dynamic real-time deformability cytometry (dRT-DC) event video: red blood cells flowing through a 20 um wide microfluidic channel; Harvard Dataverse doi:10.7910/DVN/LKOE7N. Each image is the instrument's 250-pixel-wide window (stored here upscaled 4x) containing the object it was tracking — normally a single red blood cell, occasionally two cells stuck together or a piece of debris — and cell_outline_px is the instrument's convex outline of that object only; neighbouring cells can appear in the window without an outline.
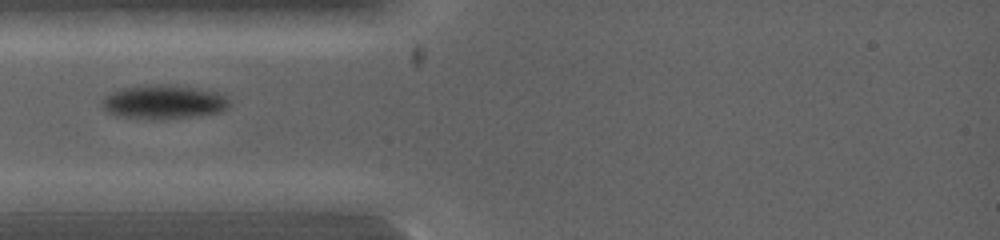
{"species": "common noctule bat (a hibernating species)", "species_latin": "Nyctalus noctula", "temperature_condition": "warm", "stored_images_in_passage": 38, "camera_frame_rate_fps": 5000, "um_per_image_px": 0.085, "animal": {"sex": "female", "body_mass_g": 19.0, "forearm_length_mm": 53.3}, "frame": {"image": 1, "passage_image": 1, "time_ms": 0.0, "image_size_px": [1000, 240], "cell_outline_px": [[232, 104], [228, 108], [220, 112], [200, 116], [160, 120], [152, 120], [116, 116], [100, 108], [100, 100], [104, 96], [120, 88], [156, 84], [168, 84], [196, 88], [216, 92], [224, 96]], "centroid_in_image_um": [13.87, 8.69], "position_along_channel_um": 71.1, "area_um2": 25.84}}
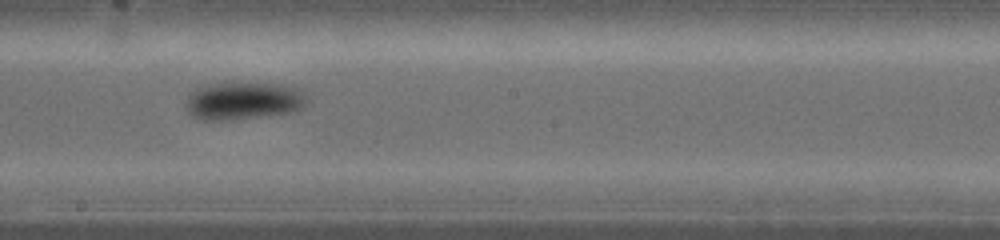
{"frame": {"image": 2, "passage_image": 12, "time_ms": 2.6, "image_size_px": [1000, 240], "cell_outline_px": [[304, 104], [300, 108], [288, 112], [232, 120], [204, 120], [192, 116], [184, 108], [188, 96], [196, 88], [204, 84], [280, 84], [296, 88], [304, 96]], "centroid_in_image_um": [20.57, 8.58], "position_along_channel_um": 227.6, "area_um2": 25.89}}
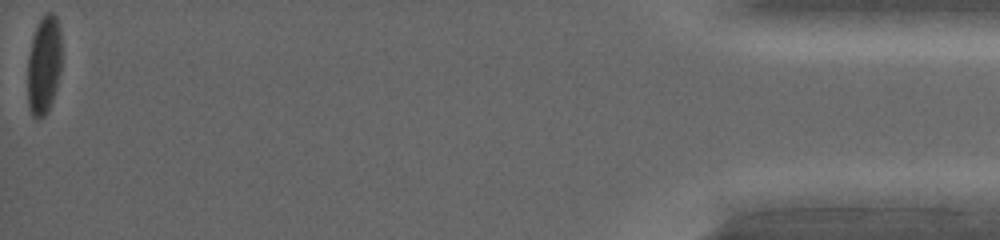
{"frame": {"image": 3, "passage_image": 38, "time_ms": 8.0, "image_size_px": [1000, 240], "cell_outline_px": [[60, 72], [52, 104], [48, 112], [40, 120], [36, 120], [32, 116], [28, 108], [28, 56], [32, 40], [36, 28], [44, 12], [52, 12], [56, 16], [60, 24]], "centroid_in_image_um": [3.73, 5.57], "position_along_channel_um": 431.5, "area_um2": 19.83}}